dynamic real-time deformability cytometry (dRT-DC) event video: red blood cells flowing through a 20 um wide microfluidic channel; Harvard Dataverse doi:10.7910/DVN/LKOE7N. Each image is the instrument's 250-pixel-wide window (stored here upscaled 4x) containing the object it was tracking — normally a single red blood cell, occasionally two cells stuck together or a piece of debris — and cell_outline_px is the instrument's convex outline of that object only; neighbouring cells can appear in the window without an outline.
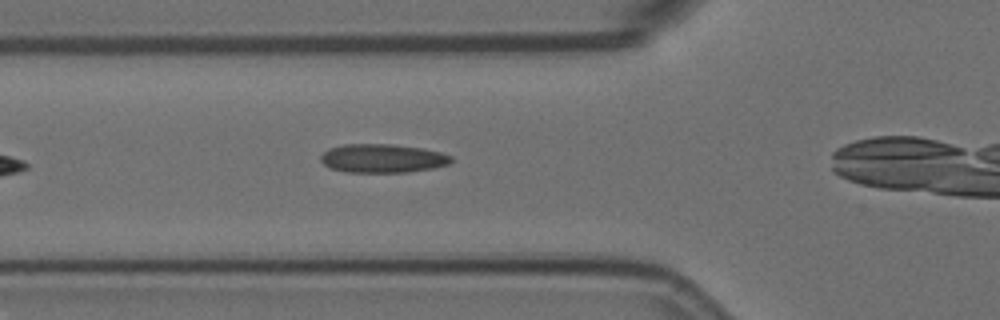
{"species": "Egyptian fruit bat (a non-hibernating species)", "species_latin": "Rousettus aegyptiacus", "temperature_condition": "room temperature", "stored_images_in_passage": 6, "camera_frame_rate_fps": 3000, "um_per_image_px": 0.085, "animal": {"sex": "female"}, "frame": {"image": 1, "passage_image": 5, "time_ms": 1.333, "image_size_px": [1000, 320], "cell_outline_px": [[452, 160], [448, 164], [432, 168], [408, 172], [344, 172], [328, 168], [320, 160], [320, 156], [328, 148], [344, 144], [392, 144], [424, 148], [440, 152], [452, 156]], "centroid_in_image_um": [32.48, 13.46], "position_along_channel_um": 93.3, "area_um2": 21.96}}